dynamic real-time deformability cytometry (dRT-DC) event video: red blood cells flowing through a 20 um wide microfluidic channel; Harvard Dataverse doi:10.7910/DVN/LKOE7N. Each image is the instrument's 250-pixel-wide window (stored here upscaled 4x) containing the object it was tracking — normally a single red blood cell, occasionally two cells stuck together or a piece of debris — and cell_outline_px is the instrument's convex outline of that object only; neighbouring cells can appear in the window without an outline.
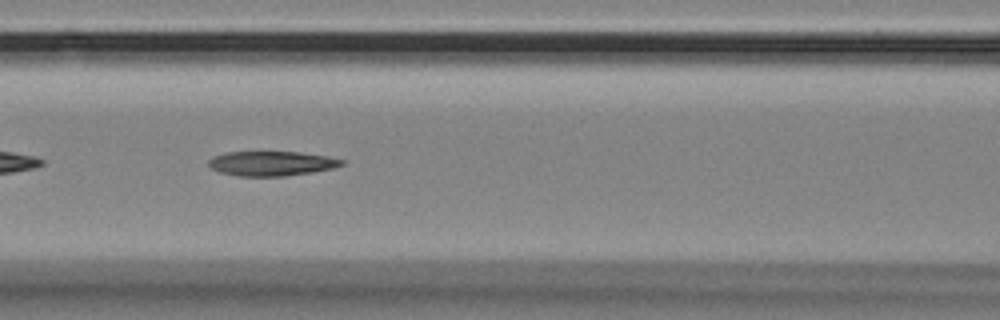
{"species": "Egyptian fruit bat (a non-hibernating species)", "species_latin": "Rousettus aegyptiacus", "temperature_condition": "room temperature", "stored_images_in_passage": 40, "camera_frame_rate_fps": 3000, "um_per_image_px": 0.085, "animal": {"sex": "female"}, "frame": {"image": 1, "passage_image": 7, "time_ms": 2.0, "image_size_px": [1000, 320], "cell_outline_px": [[344, 164], [332, 168], [312, 172], [284, 176], [236, 176], [220, 172], [212, 168], [208, 164], [208, 160], [216, 156], [228, 152], [300, 152], [328, 156], [344, 160]], "centroid_in_image_um": [23.1, 13.89], "position_along_channel_um": 143.5, "area_um2": 18.96}}
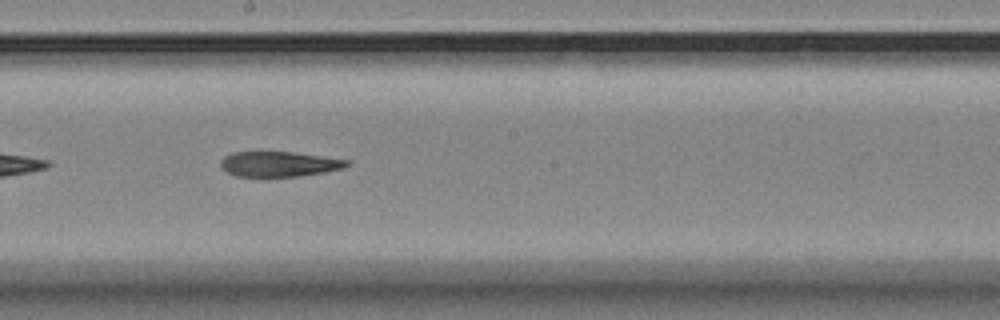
{"frame": {"image": 2, "passage_image": 14, "time_ms": 4.333, "image_size_px": [1000, 320], "cell_outline_px": [[348, 164], [344, 168], [324, 172], [296, 176], [236, 176], [228, 172], [220, 164], [220, 160], [224, 156], [232, 152], [292, 152], [348, 160]], "centroid_in_image_um": [23.69, 13.94], "position_along_channel_um": 224.5, "area_um2": 18.15}}
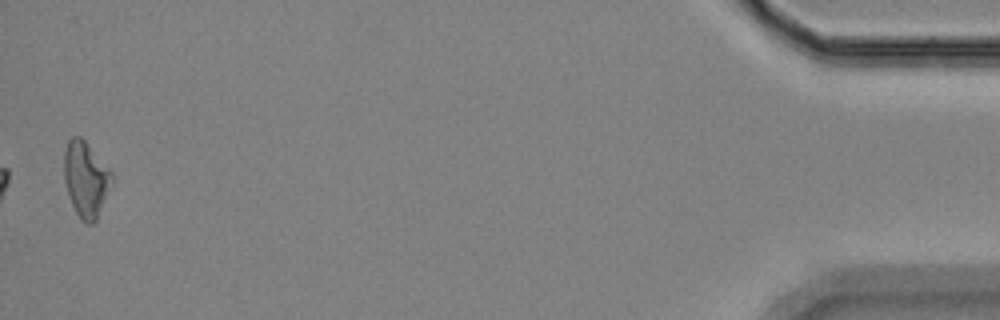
{"frame": {"image": 3, "passage_image": 39, "time_ms": 12.667, "image_size_px": [1000, 320], "cell_outline_px": [[112, 184], [96, 220], [92, 224], [88, 224], [80, 220], [72, 204], [64, 180], [64, 152], [68, 140], [72, 136], [80, 136], [84, 140], [112, 172]], "centroid_in_image_um": [7.29, 15.23], "position_along_channel_um": 427.9, "area_um2": 20.81}}